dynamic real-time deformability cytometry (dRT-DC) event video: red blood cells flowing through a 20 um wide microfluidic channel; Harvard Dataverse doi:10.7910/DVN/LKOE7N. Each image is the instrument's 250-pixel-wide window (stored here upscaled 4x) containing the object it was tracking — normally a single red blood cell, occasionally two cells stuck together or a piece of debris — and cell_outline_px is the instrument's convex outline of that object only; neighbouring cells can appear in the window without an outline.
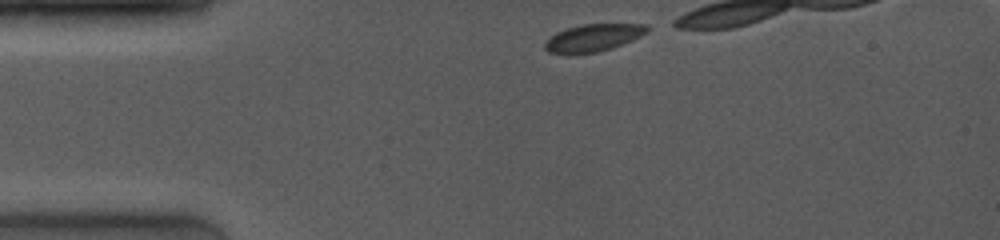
{"species": "common noctule bat (a hibernating species)", "species_latin": "Nyctalus noctula", "temperature_condition": "room temperature", "stored_images_in_passage": 16, "camera_frame_rate_fps": 4000, "um_per_image_px": 0.085, "animal": {"sex": "female", "body_mass_g": 19.0, "forearm_length_mm": 53.3}, "frame": {"image": 1, "passage_image": 1, "time_ms": 0.0, "image_size_px": [1000, 240], "cell_outline_px": [[652, 28], [648, 32], [632, 40], [612, 48], [596, 52], [568, 56], [548, 52], [544, 48], [544, 44], [556, 32], [580, 24], [648, 24]], "centroid_in_image_um": [50.42, 3.23], "position_along_channel_um": 34.6, "area_um2": 16.65}}
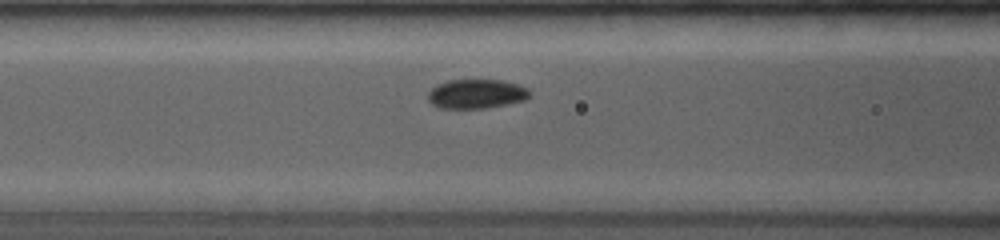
{"frame": {"image": 2, "passage_image": 14, "time_ms": 3.25, "image_size_px": [1000, 240], "cell_outline_px": [[532, 92], [524, 100], [508, 104], [484, 108], [440, 108], [432, 104], [428, 100], [428, 92], [436, 84], [448, 80], [500, 80], [516, 84], [528, 88]], "centroid_in_image_um": [40.47, 7.98], "position_along_channel_um": 126.1, "area_um2": 17.34}}